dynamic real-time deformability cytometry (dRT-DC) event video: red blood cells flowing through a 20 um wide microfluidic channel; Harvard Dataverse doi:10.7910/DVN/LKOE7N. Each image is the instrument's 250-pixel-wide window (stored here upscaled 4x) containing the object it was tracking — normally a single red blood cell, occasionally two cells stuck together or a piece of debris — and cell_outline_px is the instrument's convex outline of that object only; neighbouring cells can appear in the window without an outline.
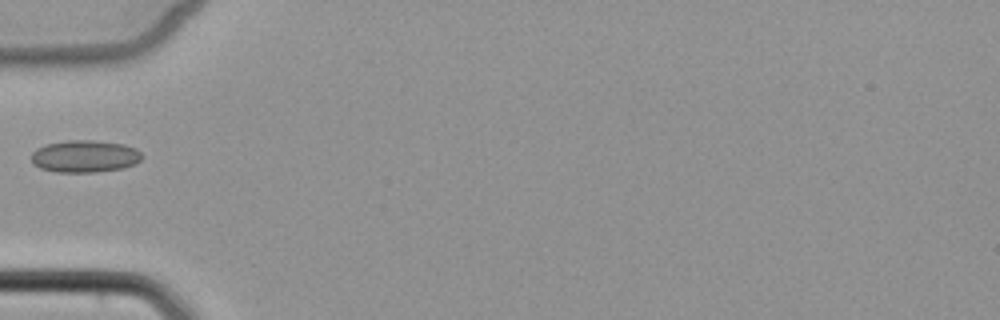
{"species": "common noctule bat (a hibernating species)", "species_latin": "Nyctalus noctula", "temperature_condition": "cold", "stored_images_in_passage": 3, "camera_frame_rate_fps": 3000, "um_per_image_px": 0.085, "animal": {"sex": "female", "body_mass_g": 22.7, "forearm_length_mm": 54.2}, "frame": {"image": 1, "passage_image": 2, "time_ms": 2.333, "image_size_px": [1000, 320], "cell_outline_px": [[144, 156], [136, 164], [124, 168], [96, 172], [56, 172], [40, 168], [32, 164], [32, 152], [36, 148], [44, 144], [68, 140], [92, 140], [124, 144], [136, 148]], "centroid_in_image_um": [7.21, 13.28], "position_along_channel_um": 77.8, "area_um2": 21.04}}
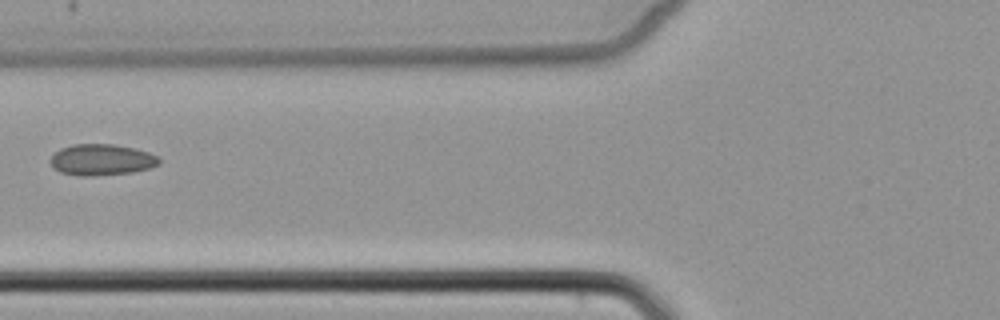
{"frame": {"image": 2, "passage_image": 3, "time_ms": 3.333, "image_size_px": [1000, 320], "cell_outline_px": [[160, 164], [152, 168], [132, 172], [92, 176], [80, 176], [60, 172], [52, 168], [48, 160], [60, 148], [72, 144], [112, 144], [136, 148], [160, 156]], "centroid_in_image_um": [8.64, 13.58], "position_along_channel_um": 117.2, "area_um2": 20.11}}